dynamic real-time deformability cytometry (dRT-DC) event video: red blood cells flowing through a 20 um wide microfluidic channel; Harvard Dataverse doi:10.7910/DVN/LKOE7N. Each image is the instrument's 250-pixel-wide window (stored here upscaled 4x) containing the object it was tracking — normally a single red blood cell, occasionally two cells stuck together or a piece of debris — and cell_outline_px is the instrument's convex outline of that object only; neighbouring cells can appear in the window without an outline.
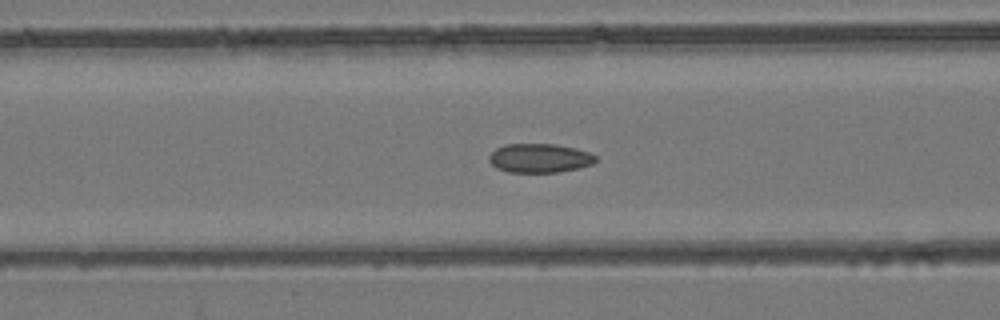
{"species": "common noctule bat (a hibernating species)", "species_latin": "Nyctalus noctula", "temperature_condition": "room temperature", "stored_images_in_passage": 54, "camera_frame_rate_fps": 3000, "um_per_image_px": 0.085, "animal": {"sex": "female", "body_mass_g": 24.6, "forearm_length_mm": 56.2}, "frame": {"image": 1, "passage_image": 22, "time_ms": 7.0, "image_size_px": [1000, 320], "cell_outline_px": [[596, 160], [592, 164], [580, 168], [556, 172], [508, 172], [496, 168], [488, 160], [488, 156], [496, 148], [504, 144], [556, 144], [576, 148], [588, 152], [596, 156]], "centroid_in_image_um": [45.85, 13.44], "position_along_channel_um": 120.8, "area_um2": 18.09}}
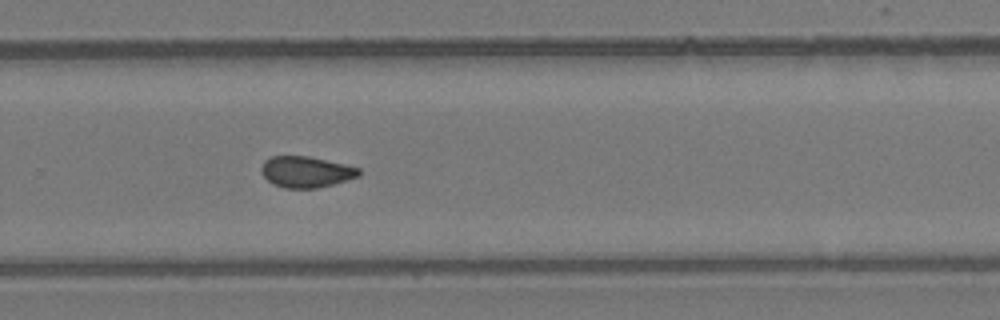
{"frame": {"image": 2, "passage_image": 36, "time_ms": 11.667, "image_size_px": [1000, 320], "cell_outline_px": [[360, 176], [348, 180], [316, 188], [284, 188], [272, 184], [260, 172], [260, 168], [264, 160], [272, 156], [308, 156], [360, 168]], "centroid_in_image_um": [25.98, 14.61], "position_along_channel_um": 303.8, "area_um2": 17.69}}
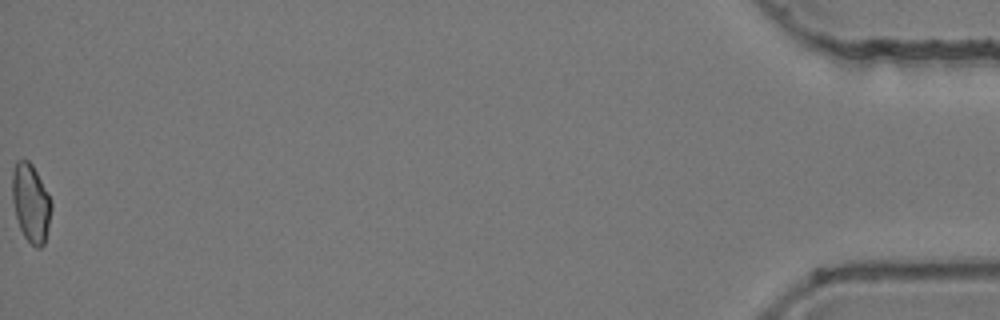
{"frame": {"image": 3, "passage_image": 54, "time_ms": 17.667, "image_size_px": [1000, 320], "cell_outline_px": [[52, 208], [48, 228], [44, 244], [40, 248], [36, 248], [24, 236], [20, 228], [16, 216], [12, 200], [12, 172], [16, 160], [28, 160], [32, 164], [48, 192], [52, 200]], "centroid_in_image_um": [2.63, 17.23], "position_along_channel_um": 432.6, "area_um2": 17.92}, "authors_computed_cell_mechanics": {"area_um2": 18.207, "velocity_mm_per_s": 3.9353, "shape_relaxation_time_tau1_ms": null, "shape_relaxation_time_tau2_ms": 1.9639, "deformation_change_tau1": null, "deformation_change_tau2": 0.0724}}